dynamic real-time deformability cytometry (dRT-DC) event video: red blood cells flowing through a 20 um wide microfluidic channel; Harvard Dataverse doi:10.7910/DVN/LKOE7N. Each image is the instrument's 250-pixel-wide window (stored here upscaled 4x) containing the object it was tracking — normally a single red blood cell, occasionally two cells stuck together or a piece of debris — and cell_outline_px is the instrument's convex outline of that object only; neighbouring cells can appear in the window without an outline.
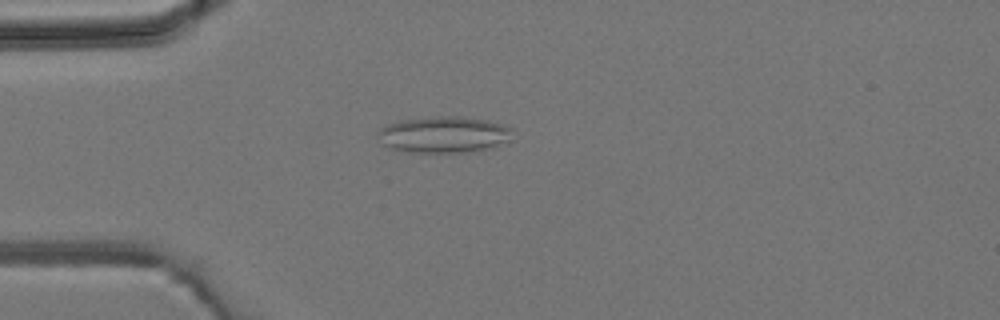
{"species": "common noctule bat (a hibernating species)", "species_latin": "Nyctalus noctula", "temperature_condition": "room temperature", "stored_images_in_passage": 3, "camera_frame_rate_fps": 3000, "um_per_image_px": 0.085, "animal": {"sex": "male", "body_mass_g": 19.2, "forearm_length_mm": 51.8}, "frame": {"image": 1, "passage_image": 3, "time_ms": 3.333, "image_size_px": [1000, 320], "cell_outline_px": [[512, 140], [508, 144], [496, 148], [476, 152], [408, 152], [392, 148], [384, 144], [376, 136], [376, 132], [380, 128], [388, 124], [400, 120], [436, 116], [460, 116], [488, 120], [500, 124], [508, 128]], "centroid_in_image_um": [37.76, 11.45], "position_along_channel_um": 47.2, "area_um2": 28.96}}